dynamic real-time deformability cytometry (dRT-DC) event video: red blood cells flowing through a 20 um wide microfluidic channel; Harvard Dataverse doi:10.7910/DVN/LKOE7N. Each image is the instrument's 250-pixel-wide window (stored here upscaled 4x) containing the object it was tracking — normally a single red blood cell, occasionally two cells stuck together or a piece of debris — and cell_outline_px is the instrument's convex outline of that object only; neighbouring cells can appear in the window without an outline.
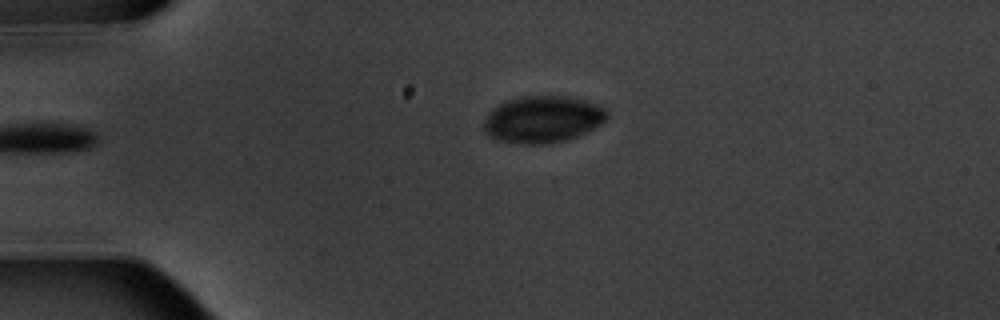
{"species": "common noctule bat (a hibernating species)", "species_latin": "Nyctalus noctula", "temperature_condition": "warm", "stored_images_in_passage": 2, "camera_frame_rate_fps": 3000, "um_per_image_px": 0.085, "animal": {"sex": "male", "body_mass_g": 20.1, "forearm_length_mm": 53.5}, "frame": {"image": 1, "passage_image": 2, "time_ms": 1.0, "image_size_px": [1000, 320], "cell_outline_px": [[608, 120], [568, 140], [548, 144], [516, 144], [496, 140], [488, 136], [484, 132], [484, 120], [488, 112], [496, 104], [508, 100], [524, 96], [572, 96], [596, 104], [604, 108], [608, 112]], "centroid_in_image_um": [46.09, 10.15], "position_along_channel_um": 38.9, "area_um2": 34.04}}